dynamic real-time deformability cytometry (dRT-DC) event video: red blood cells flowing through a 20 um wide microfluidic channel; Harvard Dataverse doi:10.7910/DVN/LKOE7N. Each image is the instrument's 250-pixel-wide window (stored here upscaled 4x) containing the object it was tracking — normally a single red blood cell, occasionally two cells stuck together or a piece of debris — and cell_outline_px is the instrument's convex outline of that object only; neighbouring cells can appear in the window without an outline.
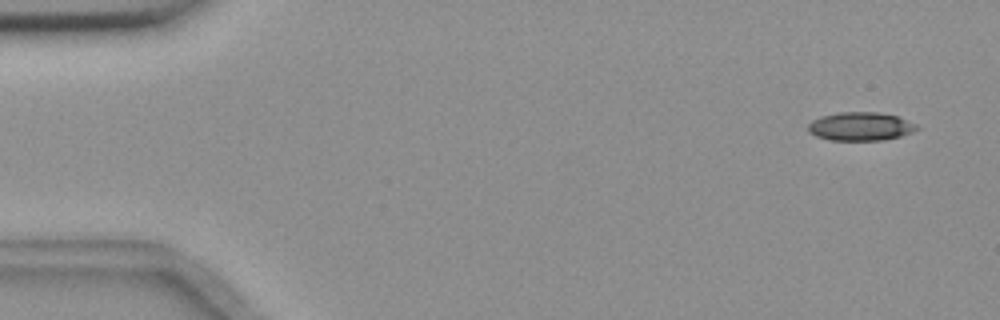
{"species": "common noctule bat (a hibernating species)", "species_latin": "Nyctalus noctula", "temperature_condition": "room temperature", "stored_images_in_passage": 4, "camera_frame_rate_fps": 3000, "um_per_image_px": 0.085, "animal": {"sex": "female", "body_mass_g": 18.4}, "frame": {"image": 1, "passage_image": 1, "time_ms": 0.0, "image_size_px": [1000, 320], "cell_outline_px": [[920, 128], [912, 132], [900, 136], [880, 140], [828, 140], [816, 136], [808, 132], [808, 124], [812, 120], [820, 116], [836, 112], [880, 112], [896, 116], [916, 124]], "centroid_in_image_um": [73.1, 10.74], "position_along_channel_um": 11.9, "area_um2": 18.09}}
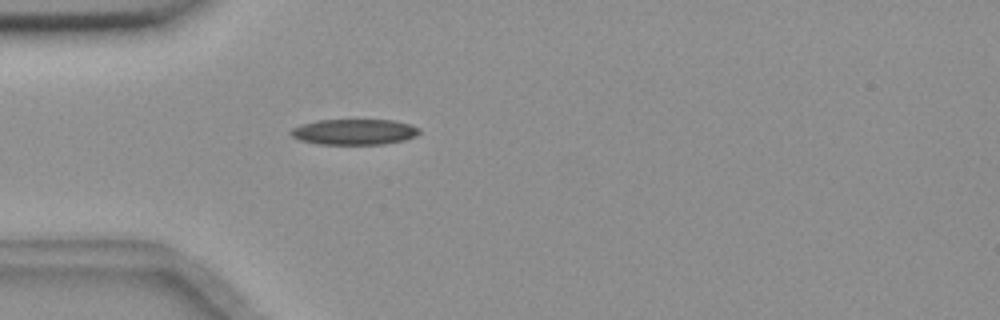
{"frame": {"image": 2, "passage_image": 4, "time_ms": 1.0, "image_size_px": [1000, 320], "cell_outline_px": [[420, 132], [416, 136], [404, 140], [384, 144], [316, 144], [300, 140], [292, 136], [288, 132], [292, 128], [304, 124], [320, 120], [392, 120], [412, 124], [420, 128]], "centroid_in_image_um": [30.14, 11.21], "position_along_channel_um": 54.9, "area_um2": 19.25}}